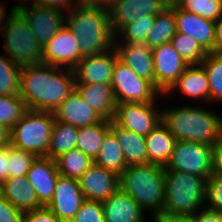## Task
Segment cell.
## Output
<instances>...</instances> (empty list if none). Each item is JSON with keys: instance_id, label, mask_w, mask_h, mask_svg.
<instances>
[{"instance_id": "cell-2", "label": "cell", "mask_w": 222, "mask_h": 222, "mask_svg": "<svg viewBox=\"0 0 222 222\" xmlns=\"http://www.w3.org/2000/svg\"><path fill=\"white\" fill-rule=\"evenodd\" d=\"M65 14V23L77 37L82 57L104 54L114 48L115 33L108 9L81 0Z\"/></svg>"}, {"instance_id": "cell-20", "label": "cell", "mask_w": 222, "mask_h": 222, "mask_svg": "<svg viewBox=\"0 0 222 222\" xmlns=\"http://www.w3.org/2000/svg\"><path fill=\"white\" fill-rule=\"evenodd\" d=\"M59 175L56 161L51 158L37 157L32 163L26 177L43 207L52 200Z\"/></svg>"}, {"instance_id": "cell-34", "label": "cell", "mask_w": 222, "mask_h": 222, "mask_svg": "<svg viewBox=\"0 0 222 222\" xmlns=\"http://www.w3.org/2000/svg\"><path fill=\"white\" fill-rule=\"evenodd\" d=\"M21 65L0 54V96L20 95Z\"/></svg>"}, {"instance_id": "cell-32", "label": "cell", "mask_w": 222, "mask_h": 222, "mask_svg": "<svg viewBox=\"0 0 222 222\" xmlns=\"http://www.w3.org/2000/svg\"><path fill=\"white\" fill-rule=\"evenodd\" d=\"M55 161L61 176L77 180L94 164L90 157L77 148L61 155Z\"/></svg>"}, {"instance_id": "cell-8", "label": "cell", "mask_w": 222, "mask_h": 222, "mask_svg": "<svg viewBox=\"0 0 222 222\" xmlns=\"http://www.w3.org/2000/svg\"><path fill=\"white\" fill-rule=\"evenodd\" d=\"M110 84L116 103L154 102L161 95L149 80L138 76L129 66L118 59Z\"/></svg>"}, {"instance_id": "cell-15", "label": "cell", "mask_w": 222, "mask_h": 222, "mask_svg": "<svg viewBox=\"0 0 222 222\" xmlns=\"http://www.w3.org/2000/svg\"><path fill=\"white\" fill-rule=\"evenodd\" d=\"M176 32L195 39L207 52H216V22L174 6Z\"/></svg>"}, {"instance_id": "cell-4", "label": "cell", "mask_w": 222, "mask_h": 222, "mask_svg": "<svg viewBox=\"0 0 222 222\" xmlns=\"http://www.w3.org/2000/svg\"><path fill=\"white\" fill-rule=\"evenodd\" d=\"M119 185L151 218L161 216L165 200L164 167L150 163L126 167L119 176Z\"/></svg>"}, {"instance_id": "cell-23", "label": "cell", "mask_w": 222, "mask_h": 222, "mask_svg": "<svg viewBox=\"0 0 222 222\" xmlns=\"http://www.w3.org/2000/svg\"><path fill=\"white\" fill-rule=\"evenodd\" d=\"M105 222H146L144 210L120 188L102 201ZM148 222V221H147Z\"/></svg>"}, {"instance_id": "cell-44", "label": "cell", "mask_w": 222, "mask_h": 222, "mask_svg": "<svg viewBox=\"0 0 222 222\" xmlns=\"http://www.w3.org/2000/svg\"><path fill=\"white\" fill-rule=\"evenodd\" d=\"M80 1L81 0H31V3L42 7H53L67 12L70 8L78 4ZM29 2L30 0L28 1V3Z\"/></svg>"}, {"instance_id": "cell-41", "label": "cell", "mask_w": 222, "mask_h": 222, "mask_svg": "<svg viewBox=\"0 0 222 222\" xmlns=\"http://www.w3.org/2000/svg\"><path fill=\"white\" fill-rule=\"evenodd\" d=\"M70 222H105L102 202L85 199Z\"/></svg>"}, {"instance_id": "cell-52", "label": "cell", "mask_w": 222, "mask_h": 222, "mask_svg": "<svg viewBox=\"0 0 222 222\" xmlns=\"http://www.w3.org/2000/svg\"><path fill=\"white\" fill-rule=\"evenodd\" d=\"M15 9V5L11 7L8 14L6 13L7 10L4 5L0 4V35L1 31L4 28V25L6 24L7 18L10 15V13ZM7 16V17H6Z\"/></svg>"}, {"instance_id": "cell-45", "label": "cell", "mask_w": 222, "mask_h": 222, "mask_svg": "<svg viewBox=\"0 0 222 222\" xmlns=\"http://www.w3.org/2000/svg\"><path fill=\"white\" fill-rule=\"evenodd\" d=\"M10 145L0 148V186L9 178Z\"/></svg>"}, {"instance_id": "cell-19", "label": "cell", "mask_w": 222, "mask_h": 222, "mask_svg": "<svg viewBox=\"0 0 222 222\" xmlns=\"http://www.w3.org/2000/svg\"><path fill=\"white\" fill-rule=\"evenodd\" d=\"M178 91V92H177ZM175 92L184 94L197 103L210 105V88L207 73L201 64L188 65L181 76L163 96H173ZM172 94V95H171Z\"/></svg>"}, {"instance_id": "cell-21", "label": "cell", "mask_w": 222, "mask_h": 222, "mask_svg": "<svg viewBox=\"0 0 222 222\" xmlns=\"http://www.w3.org/2000/svg\"><path fill=\"white\" fill-rule=\"evenodd\" d=\"M55 120L75 127L90 126L104 119L74 89L54 110Z\"/></svg>"}, {"instance_id": "cell-55", "label": "cell", "mask_w": 222, "mask_h": 222, "mask_svg": "<svg viewBox=\"0 0 222 222\" xmlns=\"http://www.w3.org/2000/svg\"><path fill=\"white\" fill-rule=\"evenodd\" d=\"M150 219L152 220V222H157V220L154 218H150Z\"/></svg>"}, {"instance_id": "cell-38", "label": "cell", "mask_w": 222, "mask_h": 222, "mask_svg": "<svg viewBox=\"0 0 222 222\" xmlns=\"http://www.w3.org/2000/svg\"><path fill=\"white\" fill-rule=\"evenodd\" d=\"M176 6L213 22L222 17V0H178Z\"/></svg>"}, {"instance_id": "cell-35", "label": "cell", "mask_w": 222, "mask_h": 222, "mask_svg": "<svg viewBox=\"0 0 222 222\" xmlns=\"http://www.w3.org/2000/svg\"><path fill=\"white\" fill-rule=\"evenodd\" d=\"M155 15H144L126 24L116 35L115 43H145Z\"/></svg>"}, {"instance_id": "cell-27", "label": "cell", "mask_w": 222, "mask_h": 222, "mask_svg": "<svg viewBox=\"0 0 222 222\" xmlns=\"http://www.w3.org/2000/svg\"><path fill=\"white\" fill-rule=\"evenodd\" d=\"M148 163L165 167L177 140L161 122L146 137Z\"/></svg>"}, {"instance_id": "cell-29", "label": "cell", "mask_w": 222, "mask_h": 222, "mask_svg": "<svg viewBox=\"0 0 222 222\" xmlns=\"http://www.w3.org/2000/svg\"><path fill=\"white\" fill-rule=\"evenodd\" d=\"M109 131L110 121L105 119L90 126L79 127L76 148L94 160Z\"/></svg>"}, {"instance_id": "cell-37", "label": "cell", "mask_w": 222, "mask_h": 222, "mask_svg": "<svg viewBox=\"0 0 222 222\" xmlns=\"http://www.w3.org/2000/svg\"><path fill=\"white\" fill-rule=\"evenodd\" d=\"M27 111L20 95L0 96V124L6 128L11 130Z\"/></svg>"}, {"instance_id": "cell-14", "label": "cell", "mask_w": 222, "mask_h": 222, "mask_svg": "<svg viewBox=\"0 0 222 222\" xmlns=\"http://www.w3.org/2000/svg\"><path fill=\"white\" fill-rule=\"evenodd\" d=\"M84 200L79 181L59 175L53 198L46 207L62 222H70Z\"/></svg>"}, {"instance_id": "cell-6", "label": "cell", "mask_w": 222, "mask_h": 222, "mask_svg": "<svg viewBox=\"0 0 222 222\" xmlns=\"http://www.w3.org/2000/svg\"><path fill=\"white\" fill-rule=\"evenodd\" d=\"M54 123L53 112L28 110L10 130V145L47 157Z\"/></svg>"}, {"instance_id": "cell-7", "label": "cell", "mask_w": 222, "mask_h": 222, "mask_svg": "<svg viewBox=\"0 0 222 222\" xmlns=\"http://www.w3.org/2000/svg\"><path fill=\"white\" fill-rule=\"evenodd\" d=\"M1 36L4 52L13 62L21 66L42 63V47L25 17L16 8L8 16Z\"/></svg>"}, {"instance_id": "cell-22", "label": "cell", "mask_w": 222, "mask_h": 222, "mask_svg": "<svg viewBox=\"0 0 222 222\" xmlns=\"http://www.w3.org/2000/svg\"><path fill=\"white\" fill-rule=\"evenodd\" d=\"M118 60L155 86L152 49L145 43H114Z\"/></svg>"}, {"instance_id": "cell-40", "label": "cell", "mask_w": 222, "mask_h": 222, "mask_svg": "<svg viewBox=\"0 0 222 222\" xmlns=\"http://www.w3.org/2000/svg\"><path fill=\"white\" fill-rule=\"evenodd\" d=\"M205 208L222 214V175L213 173L207 179Z\"/></svg>"}, {"instance_id": "cell-12", "label": "cell", "mask_w": 222, "mask_h": 222, "mask_svg": "<svg viewBox=\"0 0 222 222\" xmlns=\"http://www.w3.org/2000/svg\"><path fill=\"white\" fill-rule=\"evenodd\" d=\"M78 39L65 25L42 47V63L73 69L81 60Z\"/></svg>"}, {"instance_id": "cell-48", "label": "cell", "mask_w": 222, "mask_h": 222, "mask_svg": "<svg viewBox=\"0 0 222 222\" xmlns=\"http://www.w3.org/2000/svg\"><path fill=\"white\" fill-rule=\"evenodd\" d=\"M156 220L157 222H197L194 216H160Z\"/></svg>"}, {"instance_id": "cell-16", "label": "cell", "mask_w": 222, "mask_h": 222, "mask_svg": "<svg viewBox=\"0 0 222 222\" xmlns=\"http://www.w3.org/2000/svg\"><path fill=\"white\" fill-rule=\"evenodd\" d=\"M118 59L113 48L107 53L84 56L72 69L76 83H111Z\"/></svg>"}, {"instance_id": "cell-49", "label": "cell", "mask_w": 222, "mask_h": 222, "mask_svg": "<svg viewBox=\"0 0 222 222\" xmlns=\"http://www.w3.org/2000/svg\"><path fill=\"white\" fill-rule=\"evenodd\" d=\"M10 129L0 124V148L10 145Z\"/></svg>"}, {"instance_id": "cell-39", "label": "cell", "mask_w": 222, "mask_h": 222, "mask_svg": "<svg viewBox=\"0 0 222 222\" xmlns=\"http://www.w3.org/2000/svg\"><path fill=\"white\" fill-rule=\"evenodd\" d=\"M37 156L10 145L9 178L26 176Z\"/></svg>"}, {"instance_id": "cell-11", "label": "cell", "mask_w": 222, "mask_h": 222, "mask_svg": "<svg viewBox=\"0 0 222 222\" xmlns=\"http://www.w3.org/2000/svg\"><path fill=\"white\" fill-rule=\"evenodd\" d=\"M18 1L19 3L15 5V8L25 17L32 34L41 47L66 25L63 10L28 4L27 1L23 0Z\"/></svg>"}, {"instance_id": "cell-42", "label": "cell", "mask_w": 222, "mask_h": 222, "mask_svg": "<svg viewBox=\"0 0 222 222\" xmlns=\"http://www.w3.org/2000/svg\"><path fill=\"white\" fill-rule=\"evenodd\" d=\"M21 222H62L47 207L23 212Z\"/></svg>"}, {"instance_id": "cell-26", "label": "cell", "mask_w": 222, "mask_h": 222, "mask_svg": "<svg viewBox=\"0 0 222 222\" xmlns=\"http://www.w3.org/2000/svg\"><path fill=\"white\" fill-rule=\"evenodd\" d=\"M0 193L22 212L43 207L38 202L35 189L28 183L26 176L8 178L0 186Z\"/></svg>"}, {"instance_id": "cell-43", "label": "cell", "mask_w": 222, "mask_h": 222, "mask_svg": "<svg viewBox=\"0 0 222 222\" xmlns=\"http://www.w3.org/2000/svg\"><path fill=\"white\" fill-rule=\"evenodd\" d=\"M22 214L0 193V222H21Z\"/></svg>"}, {"instance_id": "cell-18", "label": "cell", "mask_w": 222, "mask_h": 222, "mask_svg": "<svg viewBox=\"0 0 222 222\" xmlns=\"http://www.w3.org/2000/svg\"><path fill=\"white\" fill-rule=\"evenodd\" d=\"M166 6L160 0H117L108 8L115 35L126 25L144 15L160 14Z\"/></svg>"}, {"instance_id": "cell-51", "label": "cell", "mask_w": 222, "mask_h": 222, "mask_svg": "<svg viewBox=\"0 0 222 222\" xmlns=\"http://www.w3.org/2000/svg\"><path fill=\"white\" fill-rule=\"evenodd\" d=\"M88 5H94L101 8H110L117 0H83Z\"/></svg>"}, {"instance_id": "cell-30", "label": "cell", "mask_w": 222, "mask_h": 222, "mask_svg": "<svg viewBox=\"0 0 222 222\" xmlns=\"http://www.w3.org/2000/svg\"><path fill=\"white\" fill-rule=\"evenodd\" d=\"M175 34L174 6L166 7L160 14L155 15L152 29L147 35L145 44L152 49L164 43L171 42Z\"/></svg>"}, {"instance_id": "cell-54", "label": "cell", "mask_w": 222, "mask_h": 222, "mask_svg": "<svg viewBox=\"0 0 222 222\" xmlns=\"http://www.w3.org/2000/svg\"><path fill=\"white\" fill-rule=\"evenodd\" d=\"M220 138L222 139V122H221V133H220Z\"/></svg>"}, {"instance_id": "cell-53", "label": "cell", "mask_w": 222, "mask_h": 222, "mask_svg": "<svg viewBox=\"0 0 222 222\" xmlns=\"http://www.w3.org/2000/svg\"><path fill=\"white\" fill-rule=\"evenodd\" d=\"M164 6L166 7H173L176 6L178 0H160Z\"/></svg>"}, {"instance_id": "cell-33", "label": "cell", "mask_w": 222, "mask_h": 222, "mask_svg": "<svg viewBox=\"0 0 222 222\" xmlns=\"http://www.w3.org/2000/svg\"><path fill=\"white\" fill-rule=\"evenodd\" d=\"M201 65L209 80L210 103H222V53L208 52Z\"/></svg>"}, {"instance_id": "cell-28", "label": "cell", "mask_w": 222, "mask_h": 222, "mask_svg": "<svg viewBox=\"0 0 222 222\" xmlns=\"http://www.w3.org/2000/svg\"><path fill=\"white\" fill-rule=\"evenodd\" d=\"M93 163L99 167L113 171L119 176L127 167L122 149L118 145L117 138L111 130L105 135L100 151L93 160Z\"/></svg>"}, {"instance_id": "cell-50", "label": "cell", "mask_w": 222, "mask_h": 222, "mask_svg": "<svg viewBox=\"0 0 222 222\" xmlns=\"http://www.w3.org/2000/svg\"><path fill=\"white\" fill-rule=\"evenodd\" d=\"M216 53H222V17L216 21Z\"/></svg>"}, {"instance_id": "cell-5", "label": "cell", "mask_w": 222, "mask_h": 222, "mask_svg": "<svg viewBox=\"0 0 222 222\" xmlns=\"http://www.w3.org/2000/svg\"><path fill=\"white\" fill-rule=\"evenodd\" d=\"M207 178L165 170V200L161 216H194L205 207Z\"/></svg>"}, {"instance_id": "cell-24", "label": "cell", "mask_w": 222, "mask_h": 222, "mask_svg": "<svg viewBox=\"0 0 222 222\" xmlns=\"http://www.w3.org/2000/svg\"><path fill=\"white\" fill-rule=\"evenodd\" d=\"M75 89L103 119H113L117 103L110 83H76Z\"/></svg>"}, {"instance_id": "cell-3", "label": "cell", "mask_w": 222, "mask_h": 222, "mask_svg": "<svg viewBox=\"0 0 222 222\" xmlns=\"http://www.w3.org/2000/svg\"><path fill=\"white\" fill-rule=\"evenodd\" d=\"M162 108V123L177 141H193L213 145L221 133L222 116L202 105L181 104ZM204 107V108H203Z\"/></svg>"}, {"instance_id": "cell-46", "label": "cell", "mask_w": 222, "mask_h": 222, "mask_svg": "<svg viewBox=\"0 0 222 222\" xmlns=\"http://www.w3.org/2000/svg\"><path fill=\"white\" fill-rule=\"evenodd\" d=\"M213 173L222 175V139L219 138L212 145Z\"/></svg>"}, {"instance_id": "cell-25", "label": "cell", "mask_w": 222, "mask_h": 222, "mask_svg": "<svg viewBox=\"0 0 222 222\" xmlns=\"http://www.w3.org/2000/svg\"><path fill=\"white\" fill-rule=\"evenodd\" d=\"M110 130L117 138L127 167L148 163L145 137L118 126L113 120L110 121Z\"/></svg>"}, {"instance_id": "cell-31", "label": "cell", "mask_w": 222, "mask_h": 222, "mask_svg": "<svg viewBox=\"0 0 222 222\" xmlns=\"http://www.w3.org/2000/svg\"><path fill=\"white\" fill-rule=\"evenodd\" d=\"M78 127L56 121L53 125L47 157L56 160L76 148Z\"/></svg>"}, {"instance_id": "cell-1", "label": "cell", "mask_w": 222, "mask_h": 222, "mask_svg": "<svg viewBox=\"0 0 222 222\" xmlns=\"http://www.w3.org/2000/svg\"><path fill=\"white\" fill-rule=\"evenodd\" d=\"M71 69L39 63L24 65L20 71V97L28 110L54 112L75 89Z\"/></svg>"}, {"instance_id": "cell-10", "label": "cell", "mask_w": 222, "mask_h": 222, "mask_svg": "<svg viewBox=\"0 0 222 222\" xmlns=\"http://www.w3.org/2000/svg\"><path fill=\"white\" fill-rule=\"evenodd\" d=\"M163 97V98H162ZM168 97L162 94L154 102L146 103H117L113 121L125 129L146 137L158 124L162 122L159 99Z\"/></svg>"}, {"instance_id": "cell-13", "label": "cell", "mask_w": 222, "mask_h": 222, "mask_svg": "<svg viewBox=\"0 0 222 222\" xmlns=\"http://www.w3.org/2000/svg\"><path fill=\"white\" fill-rule=\"evenodd\" d=\"M155 88L164 95L185 71L188 64L171 42L152 48Z\"/></svg>"}, {"instance_id": "cell-17", "label": "cell", "mask_w": 222, "mask_h": 222, "mask_svg": "<svg viewBox=\"0 0 222 222\" xmlns=\"http://www.w3.org/2000/svg\"><path fill=\"white\" fill-rule=\"evenodd\" d=\"M86 200L104 201L119 188V175L95 164L78 179Z\"/></svg>"}, {"instance_id": "cell-36", "label": "cell", "mask_w": 222, "mask_h": 222, "mask_svg": "<svg viewBox=\"0 0 222 222\" xmlns=\"http://www.w3.org/2000/svg\"><path fill=\"white\" fill-rule=\"evenodd\" d=\"M171 43L188 65L201 64L208 54L195 39L182 33L176 32Z\"/></svg>"}, {"instance_id": "cell-47", "label": "cell", "mask_w": 222, "mask_h": 222, "mask_svg": "<svg viewBox=\"0 0 222 222\" xmlns=\"http://www.w3.org/2000/svg\"><path fill=\"white\" fill-rule=\"evenodd\" d=\"M194 217L197 222H222L221 213L206 209L205 207L200 209Z\"/></svg>"}, {"instance_id": "cell-9", "label": "cell", "mask_w": 222, "mask_h": 222, "mask_svg": "<svg viewBox=\"0 0 222 222\" xmlns=\"http://www.w3.org/2000/svg\"><path fill=\"white\" fill-rule=\"evenodd\" d=\"M164 168L208 179L213 174L212 146L200 142L177 141Z\"/></svg>"}]
</instances>
